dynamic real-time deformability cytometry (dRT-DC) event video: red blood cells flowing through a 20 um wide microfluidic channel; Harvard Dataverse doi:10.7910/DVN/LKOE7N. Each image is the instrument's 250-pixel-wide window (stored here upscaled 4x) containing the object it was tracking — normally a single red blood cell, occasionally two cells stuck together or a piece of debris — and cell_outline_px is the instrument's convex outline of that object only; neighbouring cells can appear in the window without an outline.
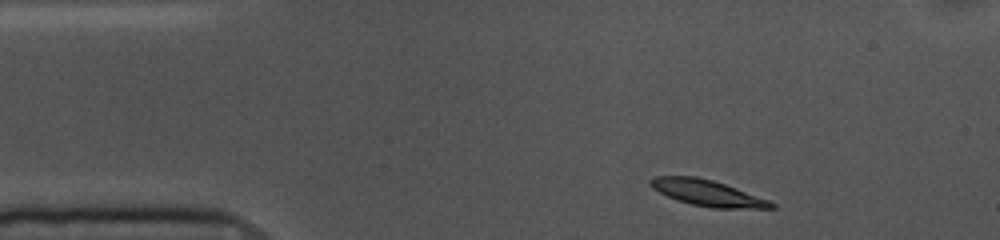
{"species": "common noctule bat (a hibernating species)", "species_latin": "Nyctalus noctula", "temperature_condition": "cold", "stored_images_in_passage": 48, "camera_frame_rate_fps": 3000, "um_per_image_px": 0.085, "animal": {"sex": "female", "body_mass_g": 10.0, "forearm_length_mm": 53.1}, "frame": {"image": 1, "passage_image": 1, "time_ms": 0.0, "image_size_px": [1000, 240], "cell_outline_px": [[776, 208], [712, 208], [692, 204], [676, 200], [652, 188], [648, 184], [648, 180], [656, 176], [696, 176], [712, 180], [736, 188], [768, 200], [776, 204]], "centroid_in_image_um": [60.09, 16.4], "position_along_channel_um": 24.9, "area_um2": 18.15}}
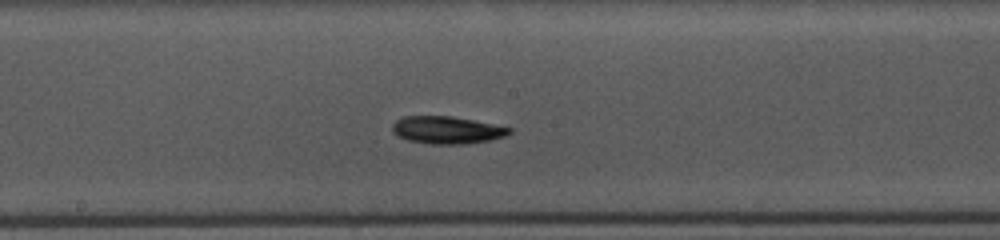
{"frame": {"image": 2, "passage_image": 21, "time_ms": 6.667, "image_size_px": [1000, 240], "cell_outline_px": [[512, 132], [504, 136], [488, 140], [464, 144], [428, 144], [408, 140], [396, 136], [392, 132], [392, 124], [396, 120], [404, 116], [452, 116], [512, 128]], "centroid_in_image_um": [37.93, 11.05], "position_along_channel_um": 210.3, "area_um2": 18.67}}
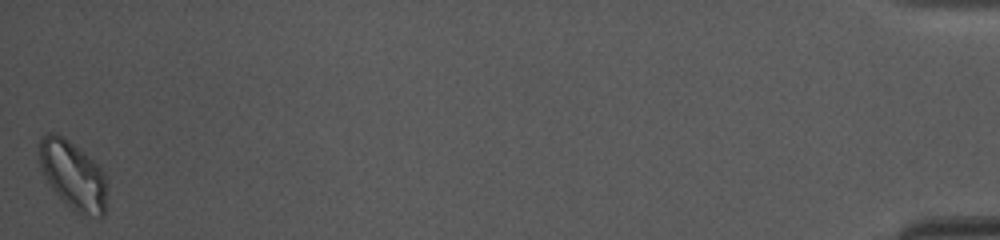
{"frame": {"image": 3, "passage_image": 48, "time_ms": 15.667, "image_size_px": [1000, 240], "cell_outline_px": [[108, 188], [104, 216], [80, 216], [52, 188], [44, 176], [40, 164], [40, 136], [48, 132], [56, 132], [68, 140], [84, 152], [104, 172]], "centroid_in_image_um": [6.24, 14.9], "position_along_channel_um": 429.0, "area_um2": 26.93}, "authors_computed_cell_mechanics": {"area_um2": 18.5249, "velocity_mm_per_s": 3.5491, "shape_relaxation_time_tau1_ms": 3.3922, "shape_relaxation_time_tau2_ms": null, "deformation_change_tau1": 0.1092, "deformation_change_tau2": null}}